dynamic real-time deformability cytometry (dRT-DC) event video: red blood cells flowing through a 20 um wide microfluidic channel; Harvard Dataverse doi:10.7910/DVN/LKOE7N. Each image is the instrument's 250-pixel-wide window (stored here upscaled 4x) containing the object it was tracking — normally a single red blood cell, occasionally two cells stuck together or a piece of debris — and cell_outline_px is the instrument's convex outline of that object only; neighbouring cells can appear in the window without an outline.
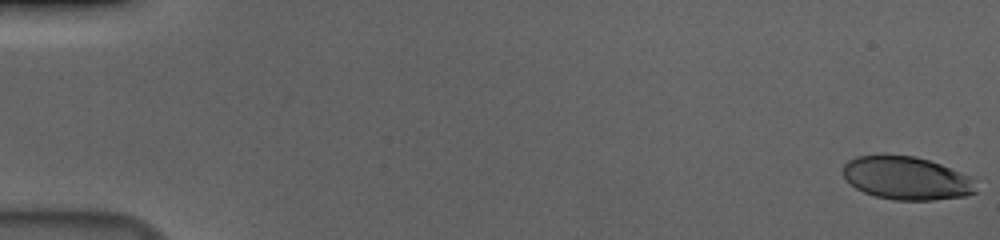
{"species": "human", "species_latin": "Homo sapiens", "temperature_condition": "cold", "stored_images_in_passage": 57, "camera_frame_rate_fps": 3000, "um_per_image_px": 0.085, "donor": {"sex": "male"}, "frame": {"image": 1, "passage_image": 1, "time_ms": 0.0, "image_size_px": [1000, 240], "cell_outline_px": [[976, 192], [964, 196], [932, 200], [892, 200], [876, 196], [864, 192], [856, 188], [844, 176], [840, 168], [848, 160], [856, 156], [916, 156], [940, 164], [960, 172], [968, 176]], "centroid_in_image_um": [76.99, 15.15], "position_along_channel_um": 8.0, "area_um2": 32.89}}
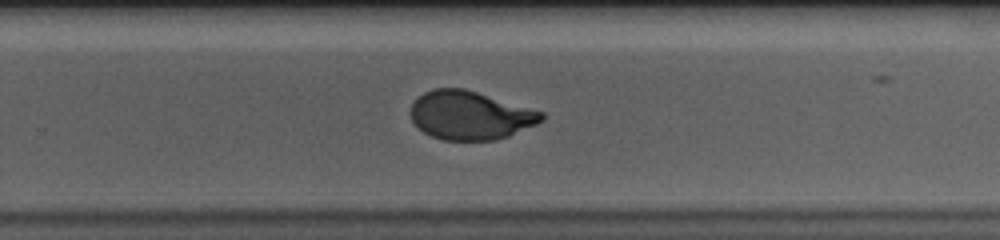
{"frame": {"image": 2, "passage_image": 38, "time_ms": 12.333, "image_size_px": [1000, 240], "cell_outline_px": [[544, 120], [536, 124], [508, 136], [496, 140], [444, 140], [432, 136], [424, 132], [412, 120], [408, 112], [412, 104], [424, 92], [432, 88], [464, 88], [544, 112]], "centroid_in_image_um": [39.95, 9.8], "position_along_channel_um": 289.8, "area_um2": 36.93}}
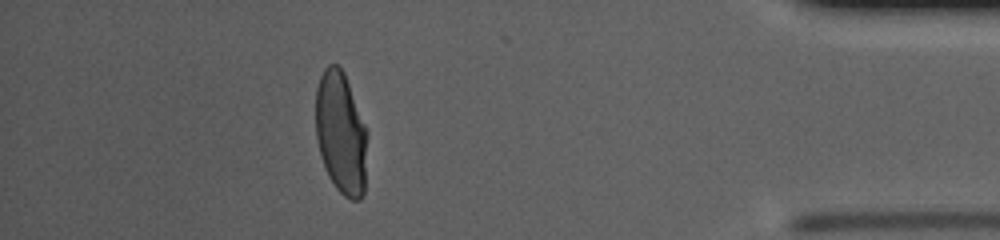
{"frame": {"image": 3, "passage_image": 51, "time_ms": 16.667, "image_size_px": [1000, 240], "cell_outline_px": [[368, 132], [364, 196], [360, 200], [352, 200], [344, 196], [336, 188], [328, 176], [324, 168], [320, 156], [316, 136], [316, 88], [320, 76], [324, 68], [328, 64], [336, 64], [344, 72]], "centroid_in_image_um": [28.99, 11.34], "position_along_channel_um": 406.2, "area_um2": 37.28}, "authors_computed_cell_mechanics": {"area_um2": 37.5122, "velocity_mm_per_s": 3.6878, "shape_relaxation_time_tau1_ms": 6.323, "shape_relaxation_time_tau2_ms": null, "deformation_change_tau1": 0.2254, "deformation_change_tau2": null}}